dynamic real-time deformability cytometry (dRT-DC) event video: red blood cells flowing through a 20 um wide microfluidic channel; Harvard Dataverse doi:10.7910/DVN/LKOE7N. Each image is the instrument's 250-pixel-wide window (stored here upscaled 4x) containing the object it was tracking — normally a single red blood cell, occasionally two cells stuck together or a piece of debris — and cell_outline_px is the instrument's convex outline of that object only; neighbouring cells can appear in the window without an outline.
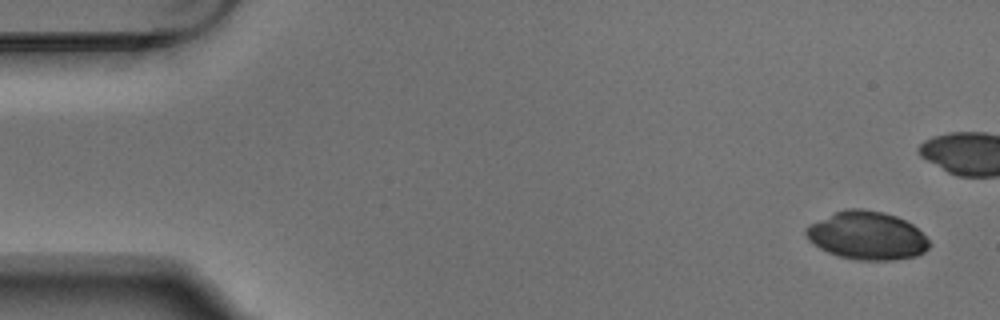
{"species": "Egyptian fruit bat (a non-hibernating species)", "species_latin": "Rousettus aegyptiacus", "temperature_condition": "warm", "stored_images_in_passage": 6, "camera_frame_rate_fps": 3000, "um_per_image_px": 0.085, "animal": {"sex": "male"}, "frame": {"image": 1, "passage_image": 1, "time_ms": 0.0, "image_size_px": [1000, 320], "cell_outline_px": [[932, 244], [924, 252], [916, 256], [892, 260], [856, 260], [840, 256], [828, 252], [812, 244], [808, 240], [804, 232], [804, 228], [808, 224], [844, 208], [864, 208], [884, 212], [896, 216], [912, 224]], "centroid_in_image_um": [73.66, 20.01], "position_along_channel_um": 11.3, "area_um2": 34.8}}